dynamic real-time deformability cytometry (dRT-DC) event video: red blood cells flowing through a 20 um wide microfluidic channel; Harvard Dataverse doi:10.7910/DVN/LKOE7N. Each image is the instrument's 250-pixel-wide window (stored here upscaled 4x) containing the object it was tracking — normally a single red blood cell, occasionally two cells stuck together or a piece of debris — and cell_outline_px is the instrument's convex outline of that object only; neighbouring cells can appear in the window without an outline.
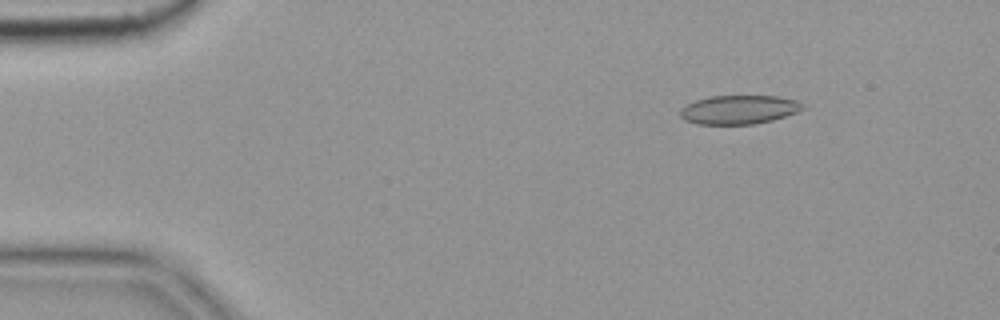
{"species": "common noctule bat (a hibernating species)", "species_latin": "Nyctalus noctula", "temperature_condition": "cold", "stored_images_in_passage": 7, "camera_frame_rate_fps": 3000, "um_per_image_px": 0.085, "animal": {"sex": "female", "body_mass_g": 19.9}, "frame": {"image": 1, "passage_image": 3, "time_ms": 0.667, "image_size_px": [1000, 320], "cell_outline_px": [[804, 108], [796, 112], [772, 120], [756, 124], [696, 124], [684, 120], [680, 116], [680, 108], [696, 100], [708, 96], [776, 96], [800, 100], [804, 104]], "centroid_in_image_um": [62.81, 9.31], "position_along_channel_um": 22.2, "area_um2": 20.69}}
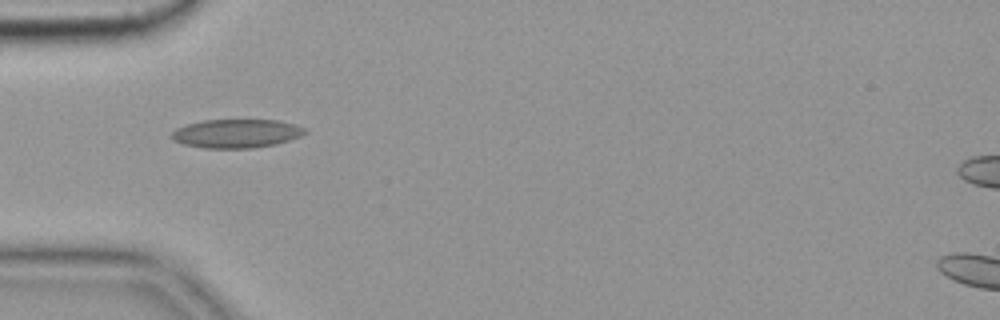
{"frame": {"image": 2, "passage_image": 6, "time_ms": 1.667, "image_size_px": [1000, 320], "cell_outline_px": [[308, 132], [300, 136], [276, 144], [252, 148], [204, 148], [184, 144], [172, 140], [168, 136], [176, 128], [188, 124], [204, 120], [276, 120], [296, 124], [304, 128]], "centroid_in_image_um": [20.07, 11.35], "position_along_channel_um": 64.9, "area_um2": 22.31}}
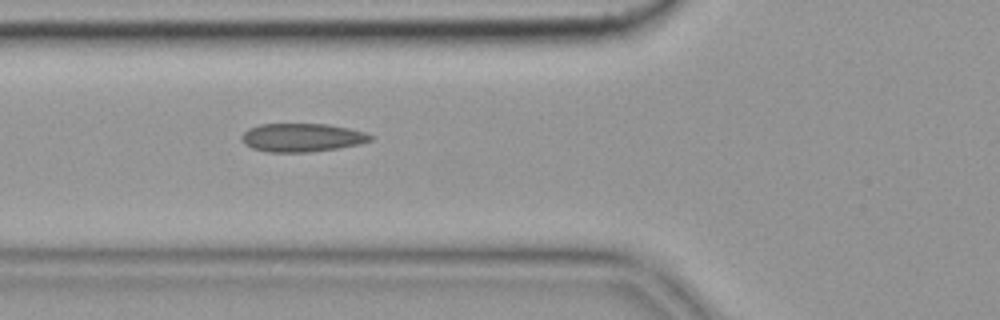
{"frame": {"image": 3, "passage_image": 7, "time_ms": 2.0, "image_size_px": [1000, 320], "cell_outline_px": [[372, 140], [360, 144], [340, 148], [308, 152], [268, 152], [252, 148], [244, 144], [240, 136], [248, 128], [260, 124], [328, 124], [348, 128], [364, 132], [372, 136]], "centroid_in_image_um": [25.65, 11.69], "position_along_channel_um": 100.2, "area_um2": 21.39}}